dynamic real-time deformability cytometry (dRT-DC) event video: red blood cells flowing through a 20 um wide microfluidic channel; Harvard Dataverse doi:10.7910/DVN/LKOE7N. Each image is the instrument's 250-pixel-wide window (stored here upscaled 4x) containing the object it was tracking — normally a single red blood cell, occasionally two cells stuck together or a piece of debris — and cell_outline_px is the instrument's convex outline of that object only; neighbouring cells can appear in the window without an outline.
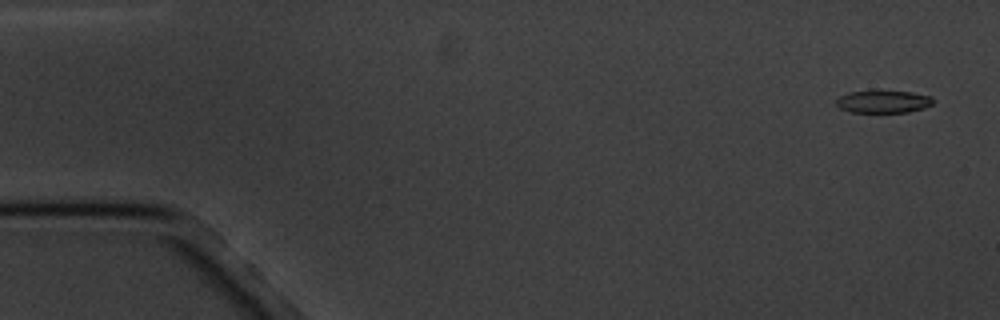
{"species": "common noctule bat (a hibernating species)", "species_latin": "Nyctalus noctula", "temperature_condition": "cold", "stored_images_in_passage": 5, "camera_frame_rate_fps": 3000, "um_per_image_px": 0.085, "animal": {"sex": "male", "body_mass_g": 20.1, "forearm_length_mm": 53.5}, "frame": {"image": 1, "passage_image": 1, "time_ms": 0.0, "image_size_px": [1000, 320], "cell_outline_px": [[932, 104], [924, 108], [908, 112], [852, 112], [840, 108], [836, 104], [836, 100], [840, 96], [848, 92], [912, 92], [932, 96]], "centroid_in_image_um": [75.09, 8.65], "position_along_channel_um": 9.9, "area_um2": 12.37}}
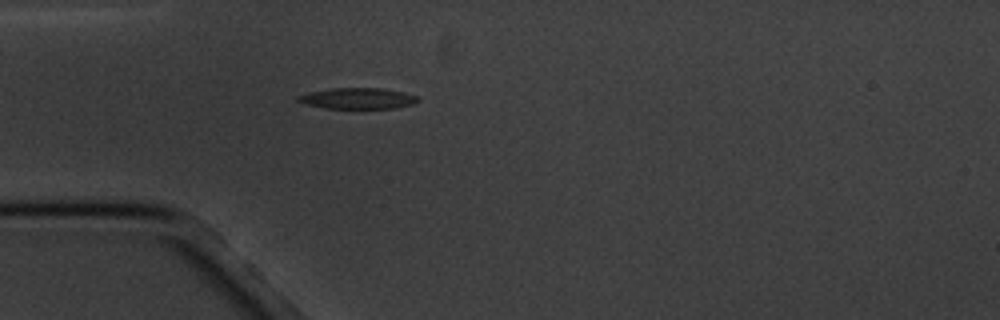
{"frame": {"image": 2, "passage_image": 5, "time_ms": 4.667, "image_size_px": [1000, 320], "cell_outline_px": [[420, 100], [412, 104], [396, 108], [324, 108], [304, 104], [296, 100], [296, 96], [308, 92], [332, 88], [380, 88], [404, 92], [416, 96]], "centroid_in_image_um": [30.36, 8.36], "position_along_channel_um": 54.6, "area_um2": 14.68}}